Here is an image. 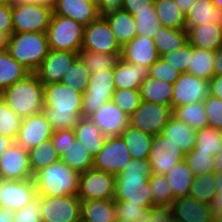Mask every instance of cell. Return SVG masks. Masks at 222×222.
<instances>
[{"instance_id":"cell-1","label":"cell","mask_w":222,"mask_h":222,"mask_svg":"<svg viewBox=\"0 0 222 222\" xmlns=\"http://www.w3.org/2000/svg\"><path fill=\"white\" fill-rule=\"evenodd\" d=\"M83 94L64 84L44 85L43 113L54 131L74 129L81 118Z\"/></svg>"},{"instance_id":"cell-2","label":"cell","mask_w":222,"mask_h":222,"mask_svg":"<svg viewBox=\"0 0 222 222\" xmlns=\"http://www.w3.org/2000/svg\"><path fill=\"white\" fill-rule=\"evenodd\" d=\"M151 173L148 160L132 158L122 172L115 176L114 201H128L149 208L153 206L149 185Z\"/></svg>"},{"instance_id":"cell-3","label":"cell","mask_w":222,"mask_h":222,"mask_svg":"<svg viewBox=\"0 0 222 222\" xmlns=\"http://www.w3.org/2000/svg\"><path fill=\"white\" fill-rule=\"evenodd\" d=\"M0 96L21 118L40 113L44 108V85L35 73L8 87Z\"/></svg>"},{"instance_id":"cell-4","label":"cell","mask_w":222,"mask_h":222,"mask_svg":"<svg viewBox=\"0 0 222 222\" xmlns=\"http://www.w3.org/2000/svg\"><path fill=\"white\" fill-rule=\"evenodd\" d=\"M79 176L62 160L55 162L34 175L37 194L48 197L78 195Z\"/></svg>"},{"instance_id":"cell-5","label":"cell","mask_w":222,"mask_h":222,"mask_svg":"<svg viewBox=\"0 0 222 222\" xmlns=\"http://www.w3.org/2000/svg\"><path fill=\"white\" fill-rule=\"evenodd\" d=\"M7 50L12 58L34 73L50 51L47 33H13Z\"/></svg>"},{"instance_id":"cell-6","label":"cell","mask_w":222,"mask_h":222,"mask_svg":"<svg viewBox=\"0 0 222 222\" xmlns=\"http://www.w3.org/2000/svg\"><path fill=\"white\" fill-rule=\"evenodd\" d=\"M13 33L47 32L53 8L27 0L11 3Z\"/></svg>"},{"instance_id":"cell-7","label":"cell","mask_w":222,"mask_h":222,"mask_svg":"<svg viewBox=\"0 0 222 222\" xmlns=\"http://www.w3.org/2000/svg\"><path fill=\"white\" fill-rule=\"evenodd\" d=\"M85 26L70 17L52 14L47 37L50 50L78 53L82 49Z\"/></svg>"},{"instance_id":"cell-8","label":"cell","mask_w":222,"mask_h":222,"mask_svg":"<svg viewBox=\"0 0 222 222\" xmlns=\"http://www.w3.org/2000/svg\"><path fill=\"white\" fill-rule=\"evenodd\" d=\"M113 69L94 71L89 78L86 91H83L81 117L89 118L106 102L115 91Z\"/></svg>"},{"instance_id":"cell-9","label":"cell","mask_w":222,"mask_h":222,"mask_svg":"<svg viewBox=\"0 0 222 222\" xmlns=\"http://www.w3.org/2000/svg\"><path fill=\"white\" fill-rule=\"evenodd\" d=\"M171 116L170 106L142 100L140 106L129 117V124L144 133L155 136L162 133Z\"/></svg>"},{"instance_id":"cell-10","label":"cell","mask_w":222,"mask_h":222,"mask_svg":"<svg viewBox=\"0 0 222 222\" xmlns=\"http://www.w3.org/2000/svg\"><path fill=\"white\" fill-rule=\"evenodd\" d=\"M132 157L121 136L107 137L101 151L93 158V168L118 175Z\"/></svg>"},{"instance_id":"cell-11","label":"cell","mask_w":222,"mask_h":222,"mask_svg":"<svg viewBox=\"0 0 222 222\" xmlns=\"http://www.w3.org/2000/svg\"><path fill=\"white\" fill-rule=\"evenodd\" d=\"M81 202L77 195L41 196V221L81 222Z\"/></svg>"},{"instance_id":"cell-12","label":"cell","mask_w":222,"mask_h":222,"mask_svg":"<svg viewBox=\"0 0 222 222\" xmlns=\"http://www.w3.org/2000/svg\"><path fill=\"white\" fill-rule=\"evenodd\" d=\"M77 196L81 201L114 199L115 175L94 168L81 173Z\"/></svg>"},{"instance_id":"cell-13","label":"cell","mask_w":222,"mask_h":222,"mask_svg":"<svg viewBox=\"0 0 222 222\" xmlns=\"http://www.w3.org/2000/svg\"><path fill=\"white\" fill-rule=\"evenodd\" d=\"M185 160V153L162 134L153 136L148 162L153 174L165 175L169 169Z\"/></svg>"},{"instance_id":"cell-14","label":"cell","mask_w":222,"mask_h":222,"mask_svg":"<svg viewBox=\"0 0 222 222\" xmlns=\"http://www.w3.org/2000/svg\"><path fill=\"white\" fill-rule=\"evenodd\" d=\"M82 49L107 54H121L122 51L109 23L102 18L85 26Z\"/></svg>"},{"instance_id":"cell-15","label":"cell","mask_w":222,"mask_h":222,"mask_svg":"<svg viewBox=\"0 0 222 222\" xmlns=\"http://www.w3.org/2000/svg\"><path fill=\"white\" fill-rule=\"evenodd\" d=\"M34 178L28 150L13 142L0 156L1 180H27Z\"/></svg>"},{"instance_id":"cell-16","label":"cell","mask_w":222,"mask_h":222,"mask_svg":"<svg viewBox=\"0 0 222 222\" xmlns=\"http://www.w3.org/2000/svg\"><path fill=\"white\" fill-rule=\"evenodd\" d=\"M173 85L172 108L204 101L209 94V82L188 72L181 73Z\"/></svg>"},{"instance_id":"cell-17","label":"cell","mask_w":222,"mask_h":222,"mask_svg":"<svg viewBox=\"0 0 222 222\" xmlns=\"http://www.w3.org/2000/svg\"><path fill=\"white\" fill-rule=\"evenodd\" d=\"M77 58L78 53L73 51L50 50L34 73L43 85L60 83Z\"/></svg>"},{"instance_id":"cell-18","label":"cell","mask_w":222,"mask_h":222,"mask_svg":"<svg viewBox=\"0 0 222 222\" xmlns=\"http://www.w3.org/2000/svg\"><path fill=\"white\" fill-rule=\"evenodd\" d=\"M37 195L34 178L27 180H1L0 201L2 207L14 211L22 209Z\"/></svg>"},{"instance_id":"cell-19","label":"cell","mask_w":222,"mask_h":222,"mask_svg":"<svg viewBox=\"0 0 222 222\" xmlns=\"http://www.w3.org/2000/svg\"><path fill=\"white\" fill-rule=\"evenodd\" d=\"M53 132L54 130L51 124L42 111L29 117L22 118L20 130L15 142L24 149L29 150L49 140Z\"/></svg>"},{"instance_id":"cell-20","label":"cell","mask_w":222,"mask_h":222,"mask_svg":"<svg viewBox=\"0 0 222 222\" xmlns=\"http://www.w3.org/2000/svg\"><path fill=\"white\" fill-rule=\"evenodd\" d=\"M89 118L99 127L105 137L120 136L121 132L129 125V116L111 100Z\"/></svg>"},{"instance_id":"cell-21","label":"cell","mask_w":222,"mask_h":222,"mask_svg":"<svg viewBox=\"0 0 222 222\" xmlns=\"http://www.w3.org/2000/svg\"><path fill=\"white\" fill-rule=\"evenodd\" d=\"M171 207L174 222H213L210 205L190 196L176 198Z\"/></svg>"},{"instance_id":"cell-22","label":"cell","mask_w":222,"mask_h":222,"mask_svg":"<svg viewBox=\"0 0 222 222\" xmlns=\"http://www.w3.org/2000/svg\"><path fill=\"white\" fill-rule=\"evenodd\" d=\"M120 58L149 68L160 56L152 38L137 35L122 47Z\"/></svg>"},{"instance_id":"cell-23","label":"cell","mask_w":222,"mask_h":222,"mask_svg":"<svg viewBox=\"0 0 222 222\" xmlns=\"http://www.w3.org/2000/svg\"><path fill=\"white\" fill-rule=\"evenodd\" d=\"M53 14L70 17L83 26L99 18V11L88 0H56Z\"/></svg>"},{"instance_id":"cell-24","label":"cell","mask_w":222,"mask_h":222,"mask_svg":"<svg viewBox=\"0 0 222 222\" xmlns=\"http://www.w3.org/2000/svg\"><path fill=\"white\" fill-rule=\"evenodd\" d=\"M115 89H140V85L149 76V68L137 63H127L119 59L113 68Z\"/></svg>"},{"instance_id":"cell-25","label":"cell","mask_w":222,"mask_h":222,"mask_svg":"<svg viewBox=\"0 0 222 222\" xmlns=\"http://www.w3.org/2000/svg\"><path fill=\"white\" fill-rule=\"evenodd\" d=\"M186 30L192 47L214 52L222 44V28L218 23L186 27Z\"/></svg>"},{"instance_id":"cell-26","label":"cell","mask_w":222,"mask_h":222,"mask_svg":"<svg viewBox=\"0 0 222 222\" xmlns=\"http://www.w3.org/2000/svg\"><path fill=\"white\" fill-rule=\"evenodd\" d=\"M197 131L186 123L171 116L162 135L172 140L185 154L194 149Z\"/></svg>"},{"instance_id":"cell-27","label":"cell","mask_w":222,"mask_h":222,"mask_svg":"<svg viewBox=\"0 0 222 222\" xmlns=\"http://www.w3.org/2000/svg\"><path fill=\"white\" fill-rule=\"evenodd\" d=\"M74 131L75 138L84 144L93 158L101 151L107 138L90 118L81 117Z\"/></svg>"},{"instance_id":"cell-28","label":"cell","mask_w":222,"mask_h":222,"mask_svg":"<svg viewBox=\"0 0 222 222\" xmlns=\"http://www.w3.org/2000/svg\"><path fill=\"white\" fill-rule=\"evenodd\" d=\"M174 85L153 77H147L140 85V95L143 101L153 102L172 108Z\"/></svg>"},{"instance_id":"cell-29","label":"cell","mask_w":222,"mask_h":222,"mask_svg":"<svg viewBox=\"0 0 222 222\" xmlns=\"http://www.w3.org/2000/svg\"><path fill=\"white\" fill-rule=\"evenodd\" d=\"M80 214L82 222H117L114 199L82 201Z\"/></svg>"},{"instance_id":"cell-30","label":"cell","mask_w":222,"mask_h":222,"mask_svg":"<svg viewBox=\"0 0 222 222\" xmlns=\"http://www.w3.org/2000/svg\"><path fill=\"white\" fill-rule=\"evenodd\" d=\"M164 176L170 184L174 200L189 196L194 175L185 160L175 164Z\"/></svg>"},{"instance_id":"cell-31","label":"cell","mask_w":222,"mask_h":222,"mask_svg":"<svg viewBox=\"0 0 222 222\" xmlns=\"http://www.w3.org/2000/svg\"><path fill=\"white\" fill-rule=\"evenodd\" d=\"M120 136L128 146L132 158L148 160L153 136L132 127L130 124L121 132Z\"/></svg>"},{"instance_id":"cell-32","label":"cell","mask_w":222,"mask_h":222,"mask_svg":"<svg viewBox=\"0 0 222 222\" xmlns=\"http://www.w3.org/2000/svg\"><path fill=\"white\" fill-rule=\"evenodd\" d=\"M31 72L11 57L8 50L0 52V94Z\"/></svg>"},{"instance_id":"cell-33","label":"cell","mask_w":222,"mask_h":222,"mask_svg":"<svg viewBox=\"0 0 222 222\" xmlns=\"http://www.w3.org/2000/svg\"><path fill=\"white\" fill-rule=\"evenodd\" d=\"M186 16V27L206 25L210 22L220 23L221 10H218L212 0H196Z\"/></svg>"},{"instance_id":"cell-34","label":"cell","mask_w":222,"mask_h":222,"mask_svg":"<svg viewBox=\"0 0 222 222\" xmlns=\"http://www.w3.org/2000/svg\"><path fill=\"white\" fill-rule=\"evenodd\" d=\"M154 6L161 26L186 30V16L174 0H154Z\"/></svg>"},{"instance_id":"cell-35","label":"cell","mask_w":222,"mask_h":222,"mask_svg":"<svg viewBox=\"0 0 222 222\" xmlns=\"http://www.w3.org/2000/svg\"><path fill=\"white\" fill-rule=\"evenodd\" d=\"M111 30L121 47L137 36L134 16L129 12L121 10L115 15L106 18Z\"/></svg>"},{"instance_id":"cell-36","label":"cell","mask_w":222,"mask_h":222,"mask_svg":"<svg viewBox=\"0 0 222 222\" xmlns=\"http://www.w3.org/2000/svg\"><path fill=\"white\" fill-rule=\"evenodd\" d=\"M152 39L159 56L162 57L164 54L180 49L188 42L187 30L171 29L162 26L157 30Z\"/></svg>"},{"instance_id":"cell-37","label":"cell","mask_w":222,"mask_h":222,"mask_svg":"<svg viewBox=\"0 0 222 222\" xmlns=\"http://www.w3.org/2000/svg\"><path fill=\"white\" fill-rule=\"evenodd\" d=\"M172 116L186 123L196 131L209 127L203 101L189 103L180 107H173Z\"/></svg>"},{"instance_id":"cell-38","label":"cell","mask_w":222,"mask_h":222,"mask_svg":"<svg viewBox=\"0 0 222 222\" xmlns=\"http://www.w3.org/2000/svg\"><path fill=\"white\" fill-rule=\"evenodd\" d=\"M29 163L33 176L43 168L61 160L51 139L28 150Z\"/></svg>"},{"instance_id":"cell-39","label":"cell","mask_w":222,"mask_h":222,"mask_svg":"<svg viewBox=\"0 0 222 222\" xmlns=\"http://www.w3.org/2000/svg\"><path fill=\"white\" fill-rule=\"evenodd\" d=\"M61 160L79 174L93 168V157L83 143L75 139Z\"/></svg>"},{"instance_id":"cell-40","label":"cell","mask_w":222,"mask_h":222,"mask_svg":"<svg viewBox=\"0 0 222 222\" xmlns=\"http://www.w3.org/2000/svg\"><path fill=\"white\" fill-rule=\"evenodd\" d=\"M214 59L213 51L193 47V56L188 66V73L209 82L214 76Z\"/></svg>"},{"instance_id":"cell-41","label":"cell","mask_w":222,"mask_h":222,"mask_svg":"<svg viewBox=\"0 0 222 222\" xmlns=\"http://www.w3.org/2000/svg\"><path fill=\"white\" fill-rule=\"evenodd\" d=\"M120 56L121 54H107L86 49H81L78 52V57L91 74H94V71L113 69Z\"/></svg>"},{"instance_id":"cell-42","label":"cell","mask_w":222,"mask_h":222,"mask_svg":"<svg viewBox=\"0 0 222 222\" xmlns=\"http://www.w3.org/2000/svg\"><path fill=\"white\" fill-rule=\"evenodd\" d=\"M216 193V173H206L194 177L189 196L200 202L210 204Z\"/></svg>"},{"instance_id":"cell-43","label":"cell","mask_w":222,"mask_h":222,"mask_svg":"<svg viewBox=\"0 0 222 222\" xmlns=\"http://www.w3.org/2000/svg\"><path fill=\"white\" fill-rule=\"evenodd\" d=\"M90 76V71L78 57L63 76L61 83L83 93L86 91Z\"/></svg>"},{"instance_id":"cell-44","label":"cell","mask_w":222,"mask_h":222,"mask_svg":"<svg viewBox=\"0 0 222 222\" xmlns=\"http://www.w3.org/2000/svg\"><path fill=\"white\" fill-rule=\"evenodd\" d=\"M136 23L137 35L153 38L154 34L161 24L156 14L154 5L149 7V10H138L133 14Z\"/></svg>"},{"instance_id":"cell-45","label":"cell","mask_w":222,"mask_h":222,"mask_svg":"<svg viewBox=\"0 0 222 222\" xmlns=\"http://www.w3.org/2000/svg\"><path fill=\"white\" fill-rule=\"evenodd\" d=\"M22 118L0 96V134L15 142Z\"/></svg>"},{"instance_id":"cell-46","label":"cell","mask_w":222,"mask_h":222,"mask_svg":"<svg viewBox=\"0 0 222 222\" xmlns=\"http://www.w3.org/2000/svg\"><path fill=\"white\" fill-rule=\"evenodd\" d=\"M222 148L220 130L206 127L197 130L194 150L215 156Z\"/></svg>"},{"instance_id":"cell-47","label":"cell","mask_w":222,"mask_h":222,"mask_svg":"<svg viewBox=\"0 0 222 222\" xmlns=\"http://www.w3.org/2000/svg\"><path fill=\"white\" fill-rule=\"evenodd\" d=\"M185 161L194 177L206 173H216L215 156L210 155L209 153L193 149L191 152L185 154Z\"/></svg>"},{"instance_id":"cell-48","label":"cell","mask_w":222,"mask_h":222,"mask_svg":"<svg viewBox=\"0 0 222 222\" xmlns=\"http://www.w3.org/2000/svg\"><path fill=\"white\" fill-rule=\"evenodd\" d=\"M149 185L153 196V206L172 205L174 202L172 190L164 175L151 173Z\"/></svg>"},{"instance_id":"cell-49","label":"cell","mask_w":222,"mask_h":222,"mask_svg":"<svg viewBox=\"0 0 222 222\" xmlns=\"http://www.w3.org/2000/svg\"><path fill=\"white\" fill-rule=\"evenodd\" d=\"M111 101L129 117L142 101L139 89H115Z\"/></svg>"},{"instance_id":"cell-50","label":"cell","mask_w":222,"mask_h":222,"mask_svg":"<svg viewBox=\"0 0 222 222\" xmlns=\"http://www.w3.org/2000/svg\"><path fill=\"white\" fill-rule=\"evenodd\" d=\"M148 206L130 204L128 201H115V215L117 222H146L144 217Z\"/></svg>"},{"instance_id":"cell-51","label":"cell","mask_w":222,"mask_h":222,"mask_svg":"<svg viewBox=\"0 0 222 222\" xmlns=\"http://www.w3.org/2000/svg\"><path fill=\"white\" fill-rule=\"evenodd\" d=\"M193 56V47L189 42L180 49L164 54L161 58L180 73L188 72V66Z\"/></svg>"},{"instance_id":"cell-52","label":"cell","mask_w":222,"mask_h":222,"mask_svg":"<svg viewBox=\"0 0 222 222\" xmlns=\"http://www.w3.org/2000/svg\"><path fill=\"white\" fill-rule=\"evenodd\" d=\"M180 72L173 68L161 57L149 67V76L173 84L180 76Z\"/></svg>"},{"instance_id":"cell-53","label":"cell","mask_w":222,"mask_h":222,"mask_svg":"<svg viewBox=\"0 0 222 222\" xmlns=\"http://www.w3.org/2000/svg\"><path fill=\"white\" fill-rule=\"evenodd\" d=\"M41 195H36L31 202L22 209L15 211L14 222H42Z\"/></svg>"},{"instance_id":"cell-54","label":"cell","mask_w":222,"mask_h":222,"mask_svg":"<svg viewBox=\"0 0 222 222\" xmlns=\"http://www.w3.org/2000/svg\"><path fill=\"white\" fill-rule=\"evenodd\" d=\"M207 113V120L209 127L216 130L222 129V99L208 94L203 101Z\"/></svg>"},{"instance_id":"cell-55","label":"cell","mask_w":222,"mask_h":222,"mask_svg":"<svg viewBox=\"0 0 222 222\" xmlns=\"http://www.w3.org/2000/svg\"><path fill=\"white\" fill-rule=\"evenodd\" d=\"M50 139L56 151L60 154V157H62L64 154H66L68 147L76 139L75 131L74 129L54 131Z\"/></svg>"},{"instance_id":"cell-56","label":"cell","mask_w":222,"mask_h":222,"mask_svg":"<svg viewBox=\"0 0 222 222\" xmlns=\"http://www.w3.org/2000/svg\"><path fill=\"white\" fill-rule=\"evenodd\" d=\"M144 217L146 222H174L173 209L168 205L151 206Z\"/></svg>"},{"instance_id":"cell-57","label":"cell","mask_w":222,"mask_h":222,"mask_svg":"<svg viewBox=\"0 0 222 222\" xmlns=\"http://www.w3.org/2000/svg\"><path fill=\"white\" fill-rule=\"evenodd\" d=\"M0 31L13 34L11 3L0 2Z\"/></svg>"},{"instance_id":"cell-58","label":"cell","mask_w":222,"mask_h":222,"mask_svg":"<svg viewBox=\"0 0 222 222\" xmlns=\"http://www.w3.org/2000/svg\"><path fill=\"white\" fill-rule=\"evenodd\" d=\"M124 0H102V5L98 8L99 18L106 19L117 14L123 8Z\"/></svg>"},{"instance_id":"cell-59","label":"cell","mask_w":222,"mask_h":222,"mask_svg":"<svg viewBox=\"0 0 222 222\" xmlns=\"http://www.w3.org/2000/svg\"><path fill=\"white\" fill-rule=\"evenodd\" d=\"M152 5H154V0H124L122 10L133 15L138 10H149Z\"/></svg>"},{"instance_id":"cell-60","label":"cell","mask_w":222,"mask_h":222,"mask_svg":"<svg viewBox=\"0 0 222 222\" xmlns=\"http://www.w3.org/2000/svg\"><path fill=\"white\" fill-rule=\"evenodd\" d=\"M209 205L210 208H222V172H216V193Z\"/></svg>"},{"instance_id":"cell-61","label":"cell","mask_w":222,"mask_h":222,"mask_svg":"<svg viewBox=\"0 0 222 222\" xmlns=\"http://www.w3.org/2000/svg\"><path fill=\"white\" fill-rule=\"evenodd\" d=\"M209 94L222 99V76H213L210 79Z\"/></svg>"},{"instance_id":"cell-62","label":"cell","mask_w":222,"mask_h":222,"mask_svg":"<svg viewBox=\"0 0 222 222\" xmlns=\"http://www.w3.org/2000/svg\"><path fill=\"white\" fill-rule=\"evenodd\" d=\"M214 76H222V44L214 51Z\"/></svg>"},{"instance_id":"cell-63","label":"cell","mask_w":222,"mask_h":222,"mask_svg":"<svg viewBox=\"0 0 222 222\" xmlns=\"http://www.w3.org/2000/svg\"><path fill=\"white\" fill-rule=\"evenodd\" d=\"M14 213L10 208L0 207V222H14Z\"/></svg>"},{"instance_id":"cell-64","label":"cell","mask_w":222,"mask_h":222,"mask_svg":"<svg viewBox=\"0 0 222 222\" xmlns=\"http://www.w3.org/2000/svg\"><path fill=\"white\" fill-rule=\"evenodd\" d=\"M196 0H174L180 10L186 15Z\"/></svg>"},{"instance_id":"cell-65","label":"cell","mask_w":222,"mask_h":222,"mask_svg":"<svg viewBox=\"0 0 222 222\" xmlns=\"http://www.w3.org/2000/svg\"><path fill=\"white\" fill-rule=\"evenodd\" d=\"M14 141L0 134V156Z\"/></svg>"},{"instance_id":"cell-66","label":"cell","mask_w":222,"mask_h":222,"mask_svg":"<svg viewBox=\"0 0 222 222\" xmlns=\"http://www.w3.org/2000/svg\"><path fill=\"white\" fill-rule=\"evenodd\" d=\"M10 36L7 33L0 31V52L8 47Z\"/></svg>"},{"instance_id":"cell-67","label":"cell","mask_w":222,"mask_h":222,"mask_svg":"<svg viewBox=\"0 0 222 222\" xmlns=\"http://www.w3.org/2000/svg\"><path fill=\"white\" fill-rule=\"evenodd\" d=\"M215 167H216V172H222V148L215 155Z\"/></svg>"},{"instance_id":"cell-68","label":"cell","mask_w":222,"mask_h":222,"mask_svg":"<svg viewBox=\"0 0 222 222\" xmlns=\"http://www.w3.org/2000/svg\"><path fill=\"white\" fill-rule=\"evenodd\" d=\"M213 213V222H222V208H211Z\"/></svg>"},{"instance_id":"cell-69","label":"cell","mask_w":222,"mask_h":222,"mask_svg":"<svg viewBox=\"0 0 222 222\" xmlns=\"http://www.w3.org/2000/svg\"><path fill=\"white\" fill-rule=\"evenodd\" d=\"M33 3H37V4H42V5H46L49 6L51 8L54 7L56 0H27Z\"/></svg>"},{"instance_id":"cell-70","label":"cell","mask_w":222,"mask_h":222,"mask_svg":"<svg viewBox=\"0 0 222 222\" xmlns=\"http://www.w3.org/2000/svg\"><path fill=\"white\" fill-rule=\"evenodd\" d=\"M212 2L218 10H222V0H212Z\"/></svg>"},{"instance_id":"cell-71","label":"cell","mask_w":222,"mask_h":222,"mask_svg":"<svg viewBox=\"0 0 222 222\" xmlns=\"http://www.w3.org/2000/svg\"><path fill=\"white\" fill-rule=\"evenodd\" d=\"M91 4H93L96 8H99L102 5V0H88Z\"/></svg>"},{"instance_id":"cell-72","label":"cell","mask_w":222,"mask_h":222,"mask_svg":"<svg viewBox=\"0 0 222 222\" xmlns=\"http://www.w3.org/2000/svg\"><path fill=\"white\" fill-rule=\"evenodd\" d=\"M14 0H0V2L12 3Z\"/></svg>"},{"instance_id":"cell-73","label":"cell","mask_w":222,"mask_h":222,"mask_svg":"<svg viewBox=\"0 0 222 222\" xmlns=\"http://www.w3.org/2000/svg\"><path fill=\"white\" fill-rule=\"evenodd\" d=\"M219 25H220V26H221V28H222V10H221V20H220Z\"/></svg>"},{"instance_id":"cell-74","label":"cell","mask_w":222,"mask_h":222,"mask_svg":"<svg viewBox=\"0 0 222 222\" xmlns=\"http://www.w3.org/2000/svg\"><path fill=\"white\" fill-rule=\"evenodd\" d=\"M220 138H221V141H222V129L220 130Z\"/></svg>"}]
</instances>
